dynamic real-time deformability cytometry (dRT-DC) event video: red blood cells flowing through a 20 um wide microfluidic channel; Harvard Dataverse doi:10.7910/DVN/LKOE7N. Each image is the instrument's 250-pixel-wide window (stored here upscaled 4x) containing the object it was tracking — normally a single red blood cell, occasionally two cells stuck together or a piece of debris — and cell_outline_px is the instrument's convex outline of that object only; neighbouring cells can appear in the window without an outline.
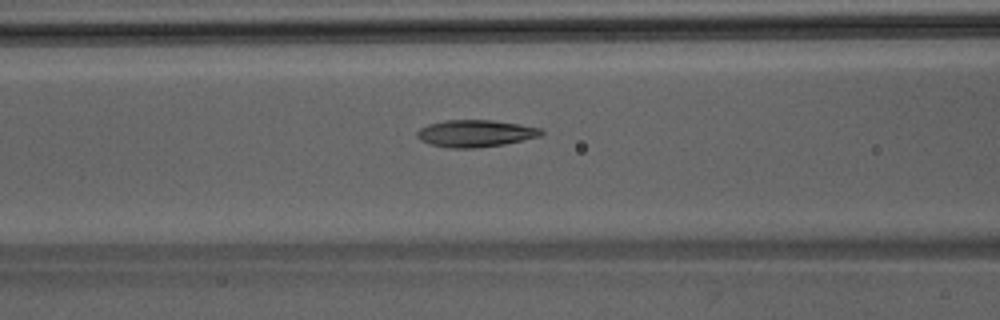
{"species": "Egyptian fruit bat (a non-hibernating species)", "species_latin": "Rousettus aegyptiacus", "temperature_condition": "room temperature", "stored_images_in_passage": 37, "camera_frame_rate_fps": 3000, "um_per_image_px": 0.085, "animal": {"sex": "male"}, "frame": {"image": 1, "passage_image": 9, "time_ms": 2.667, "image_size_px": [1000, 320], "cell_outline_px": [[544, 132], [540, 136], [524, 140], [504, 144], [476, 148], [448, 148], [432, 144], [420, 140], [416, 136], [416, 132], [420, 128], [428, 124], [448, 120], [492, 120], [520, 124], [540, 128]], "centroid_in_image_um": [40.41, 11.34], "position_along_channel_um": 126.2, "area_um2": 19.54}}
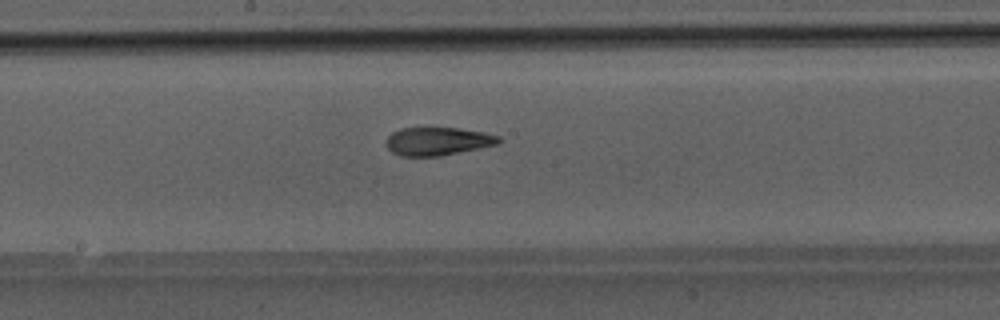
{"frame": {"image": 2, "passage_image": 15, "time_ms": 4.667, "image_size_px": [1000, 320], "cell_outline_px": [[500, 144], [440, 156], [400, 156], [392, 152], [384, 144], [388, 136], [392, 132], [400, 128], [460, 128], [484, 132], [500, 136]], "centroid_in_image_um": [37.2, 12.01], "position_along_channel_um": 211.0, "area_um2": 18.61}}
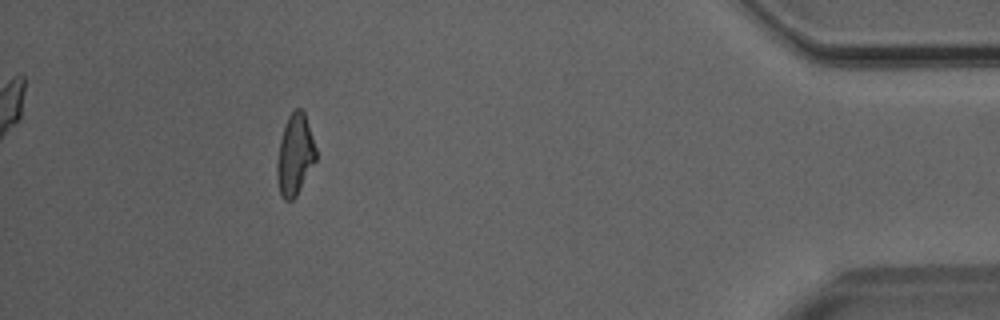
{"frame": {"image": 3, "passage_image": 33, "time_ms": 10.667, "image_size_px": [1000, 320], "cell_outline_px": [[316, 160], [296, 196], [292, 200], [284, 200], [280, 196], [276, 176], [276, 164], [280, 140], [288, 116], [296, 108], [300, 108], [304, 112], [316, 148]], "centroid_in_image_um": [25.05, 13.19], "position_along_channel_um": 410.1, "area_um2": 18.26}}